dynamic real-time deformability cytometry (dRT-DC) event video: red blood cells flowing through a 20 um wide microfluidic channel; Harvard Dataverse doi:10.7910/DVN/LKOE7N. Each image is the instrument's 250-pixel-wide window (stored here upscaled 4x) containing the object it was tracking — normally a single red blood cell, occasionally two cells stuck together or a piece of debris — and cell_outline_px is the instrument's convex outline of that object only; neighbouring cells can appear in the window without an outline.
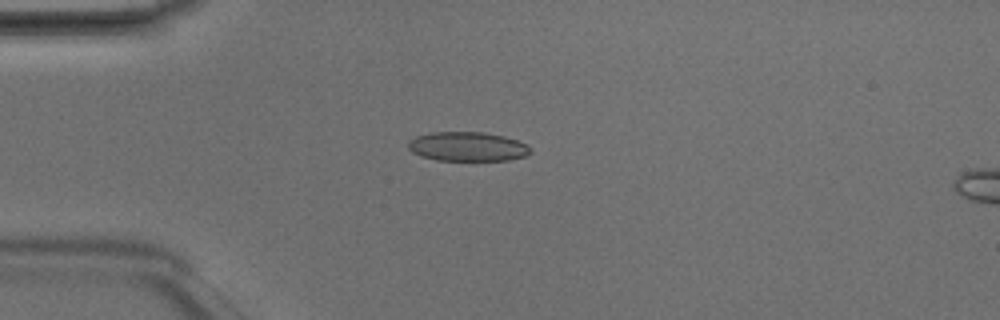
{"species": "Egyptian fruit bat (a non-hibernating species)", "species_latin": "Rousettus aegyptiacus", "temperature_condition": "room temperature", "stored_images_in_passage": 5, "camera_frame_rate_fps": 3000, "um_per_image_px": 0.085, "animal": {"sex": "male"}, "frame": {"image": 1, "passage_image": 4, "time_ms": 1.0, "image_size_px": [1000, 320], "cell_outline_px": [[532, 152], [524, 156], [508, 160], [436, 160], [420, 156], [412, 152], [408, 148], [408, 140], [416, 136], [432, 132], [484, 132], [504, 136], [528, 144], [532, 148]], "centroid_in_image_um": [39.74, 12.45], "position_along_channel_um": 45.3, "area_um2": 20.98}}